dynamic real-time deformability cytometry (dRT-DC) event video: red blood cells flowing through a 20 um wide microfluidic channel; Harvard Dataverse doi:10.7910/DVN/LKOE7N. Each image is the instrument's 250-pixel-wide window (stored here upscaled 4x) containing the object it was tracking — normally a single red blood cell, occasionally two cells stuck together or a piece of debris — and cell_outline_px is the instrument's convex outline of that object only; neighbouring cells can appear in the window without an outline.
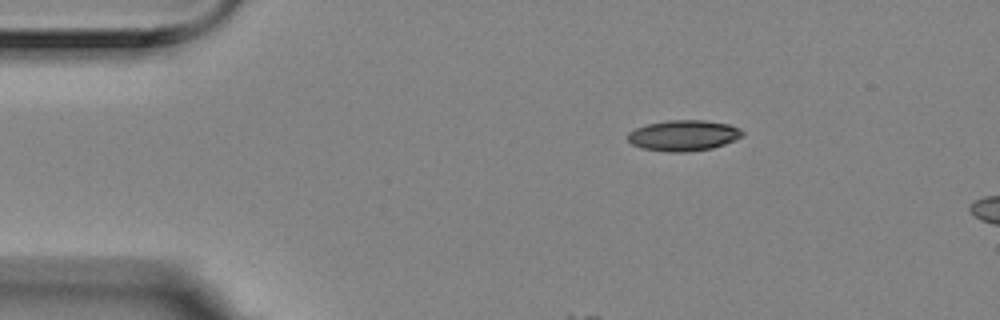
{"species": "Egyptian fruit bat (a non-hibernating species)", "species_latin": "Rousettus aegyptiacus", "temperature_condition": "room temperature", "stored_images_in_passage": 7, "camera_frame_rate_fps": 3000, "um_per_image_px": 0.085, "animal": {"sex": "female"}, "frame": {"image": 1, "passage_image": 1, "time_ms": 0.0, "image_size_px": [1000, 320], "cell_outline_px": [[744, 132], [740, 136], [724, 144], [712, 148], [688, 152], [668, 152], [644, 148], [632, 144], [628, 140], [628, 132], [636, 128], [648, 124], [668, 120], [704, 120], [728, 124], [740, 128]], "centroid_in_image_um": [58.09, 11.51], "position_along_channel_um": 26.9, "area_um2": 20.35}}